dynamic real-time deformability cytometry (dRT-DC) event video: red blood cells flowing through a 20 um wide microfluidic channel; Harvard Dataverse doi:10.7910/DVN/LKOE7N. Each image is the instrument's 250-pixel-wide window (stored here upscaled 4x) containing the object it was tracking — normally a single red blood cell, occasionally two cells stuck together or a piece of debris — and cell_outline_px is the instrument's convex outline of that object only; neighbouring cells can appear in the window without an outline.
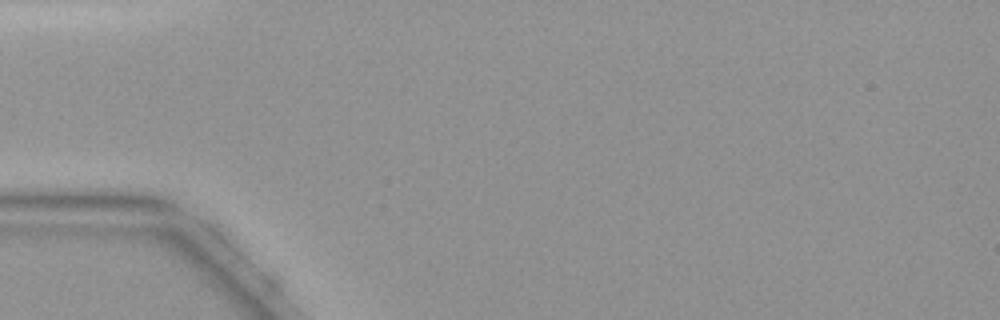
{"species": "common noctule bat (a hibernating species)", "species_latin": "Nyctalus noctula", "temperature_condition": "warm", "stored_images_in_passage": 1, "camera_frame_rate_fps": 3000, "um_per_image_px": 0.085, "animal": {"sex": "female", "body_mass_g": 19.9}, "frame": {"image": 1, "passage_image": 1, "time_ms": 0.0, "image_size_px": [1000, 320], "cell_outline_px": [[248, 292], [244, 292], [148, 228], [144, 224], [164, 224], [180, 228], [200, 244], [232, 272], [244, 284]], "centroid_in_image_um": [16.64, 21.4], "position_along_channel_um": 68.4, "area_um2": 10.64}}